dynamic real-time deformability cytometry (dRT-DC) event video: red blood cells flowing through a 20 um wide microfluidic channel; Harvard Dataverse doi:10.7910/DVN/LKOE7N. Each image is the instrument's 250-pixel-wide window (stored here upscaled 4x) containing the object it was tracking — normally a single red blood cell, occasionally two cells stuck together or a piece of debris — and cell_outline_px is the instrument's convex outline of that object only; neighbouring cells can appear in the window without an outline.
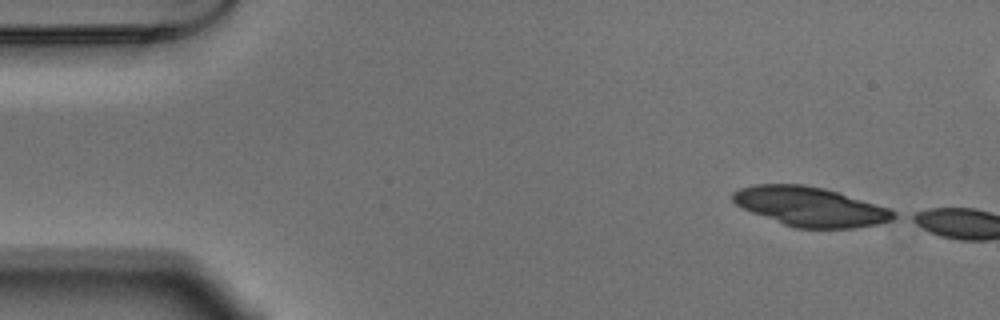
{"species": "Egyptian fruit bat (a non-hibernating species)", "species_latin": "Rousettus aegyptiacus", "temperature_condition": "warm", "stored_images_in_passage": 3, "camera_frame_rate_fps": 3000, "um_per_image_px": 0.085, "animal": {"sex": "male"}, "frame": {"image": 1, "passage_image": 1, "time_ms": 0.0, "image_size_px": [1000, 320], "cell_outline_px": [[900, 216], [892, 220], [876, 224], [852, 228], [796, 228], [784, 224], [752, 212], [736, 204], [732, 200], [732, 192], [740, 188], [752, 184], [804, 184], [824, 188], [888, 208], [896, 212]], "centroid_in_image_um": [68.86, 17.55], "position_along_channel_um": 16.1, "area_um2": 36.59}}